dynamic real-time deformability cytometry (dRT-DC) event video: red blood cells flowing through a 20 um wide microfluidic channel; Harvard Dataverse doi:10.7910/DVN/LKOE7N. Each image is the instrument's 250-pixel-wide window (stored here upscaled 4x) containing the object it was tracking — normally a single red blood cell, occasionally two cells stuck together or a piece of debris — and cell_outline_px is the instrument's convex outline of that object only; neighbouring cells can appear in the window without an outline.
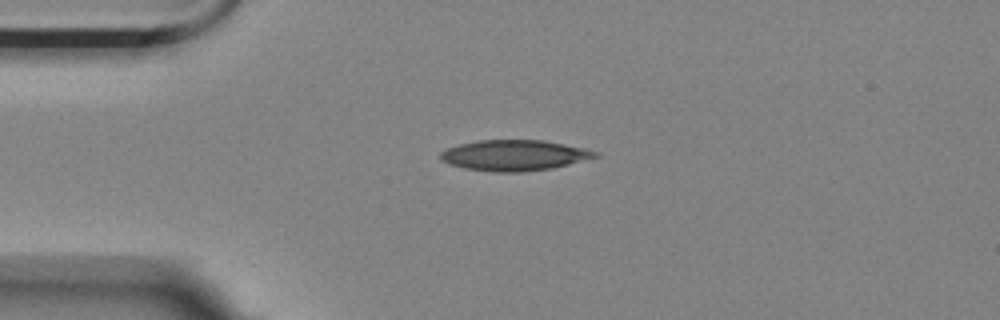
{"species": "Egyptian fruit bat (a non-hibernating species)", "species_latin": "Rousettus aegyptiacus", "temperature_condition": "room temperature", "stored_images_in_passage": 35, "camera_frame_rate_fps": 3000, "um_per_image_px": 0.085, "animal": {"sex": "female"}, "frame": {"image": 1, "passage_image": 1, "time_ms": 0.0, "image_size_px": [1000, 320], "cell_outline_px": [[600, 156], [552, 168], [524, 172], [496, 172], [464, 168], [448, 164], [440, 160], [440, 152], [448, 148], [460, 144], [476, 140], [544, 140], [584, 148], [600, 152]], "centroid_in_image_um": [43.71, 13.2], "position_along_channel_um": 41.3, "area_um2": 27.74}}
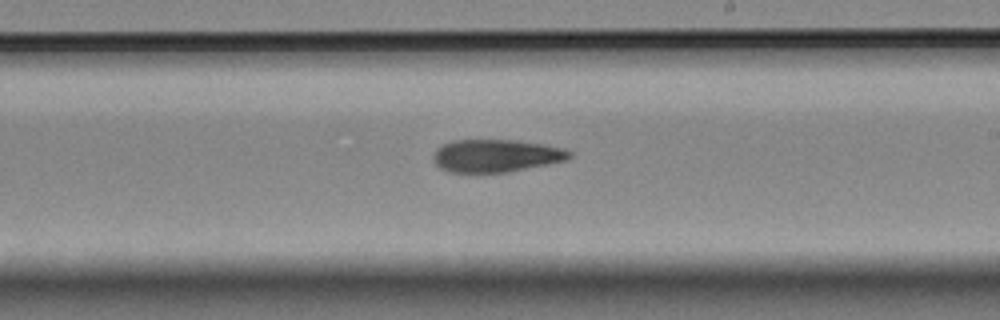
{"frame": {"image": 2, "passage_image": 20, "time_ms": 6.333, "image_size_px": [1000, 320], "cell_outline_px": [[572, 156], [568, 160], [508, 172], [448, 172], [440, 168], [432, 160], [432, 156], [436, 148], [440, 144], [452, 140], [516, 140], [544, 144], [564, 148], [572, 152]], "centroid_in_image_um": [42.14, 13.23], "position_along_channel_um": 246.9, "area_um2": 26.24}}
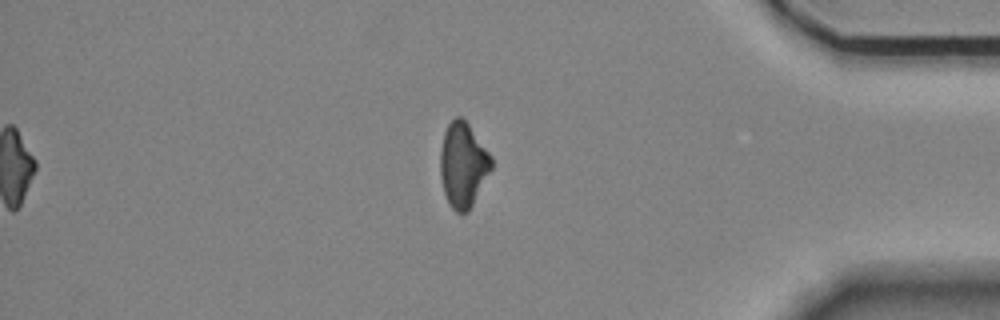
{"frame": {"image": 3, "passage_image": 35, "time_ms": 11.333, "image_size_px": [1000, 320], "cell_outline_px": [[492, 168], [468, 212], [456, 212], [452, 208], [444, 192], [440, 176], [440, 152], [444, 132], [448, 124], [456, 116], [460, 116], [468, 124], [492, 156]], "centroid_in_image_um": [39.35, 14.0], "position_along_channel_um": 395.8, "area_um2": 24.97}}